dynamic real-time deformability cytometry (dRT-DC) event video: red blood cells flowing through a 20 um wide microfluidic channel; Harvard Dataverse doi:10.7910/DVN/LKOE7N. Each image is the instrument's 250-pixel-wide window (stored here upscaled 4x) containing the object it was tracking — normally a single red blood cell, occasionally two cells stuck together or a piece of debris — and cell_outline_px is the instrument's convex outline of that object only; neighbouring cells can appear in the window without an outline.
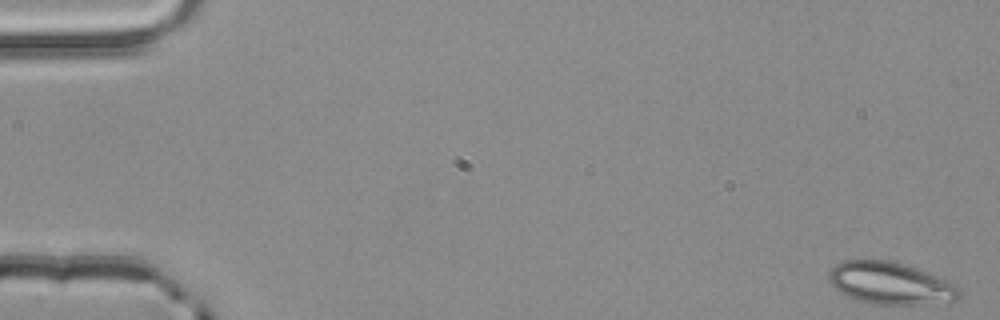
{"species": "common noctule bat (a hibernating species)", "species_latin": "Nyctalus noctula", "temperature_condition": "room temperature", "stored_images_in_passage": 4, "camera_frame_rate_fps": 3000, "um_per_image_px": 0.085, "animal": {"sex": "male", "body_mass_g": 20.4}, "frame": {"image": 1, "passage_image": 1, "time_ms": 0.0, "image_size_px": [1000, 320], "cell_outline_px": [[960, 296], [956, 300], [920, 304], [872, 304], [856, 300], [840, 292], [828, 280], [828, 272], [836, 264], [844, 260], [888, 260], [948, 280], [956, 284], [960, 288]], "centroid_in_image_um": [75.65, 24.09], "position_along_channel_um": 9.3, "area_um2": 31.62}}